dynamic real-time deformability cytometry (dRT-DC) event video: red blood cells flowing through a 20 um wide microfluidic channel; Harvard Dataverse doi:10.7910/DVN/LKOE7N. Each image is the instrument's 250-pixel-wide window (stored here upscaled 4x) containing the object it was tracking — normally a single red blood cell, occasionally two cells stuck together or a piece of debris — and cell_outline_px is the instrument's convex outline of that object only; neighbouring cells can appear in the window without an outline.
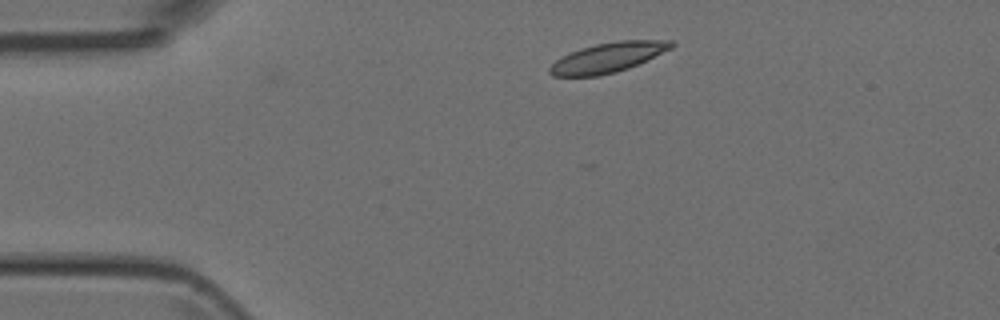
{"species": "Egyptian fruit bat (a non-hibernating species)", "species_latin": "Rousettus aegyptiacus", "temperature_condition": "room temperature", "stored_images_in_passage": 2, "camera_frame_rate_fps": 3000, "um_per_image_px": 0.085, "animal": {"sex": "female"}, "frame": {"image": 1, "passage_image": 2, "time_ms": 0.333, "image_size_px": [1000, 320], "cell_outline_px": [[676, 44], [672, 48], [628, 68], [616, 72], [596, 76], [552, 76], [548, 72], [548, 68], [560, 56], [580, 48], [596, 44], [620, 40], [676, 40]], "centroid_in_image_um": [51.66, 4.88], "position_along_channel_um": 33.3, "area_um2": 21.15}}